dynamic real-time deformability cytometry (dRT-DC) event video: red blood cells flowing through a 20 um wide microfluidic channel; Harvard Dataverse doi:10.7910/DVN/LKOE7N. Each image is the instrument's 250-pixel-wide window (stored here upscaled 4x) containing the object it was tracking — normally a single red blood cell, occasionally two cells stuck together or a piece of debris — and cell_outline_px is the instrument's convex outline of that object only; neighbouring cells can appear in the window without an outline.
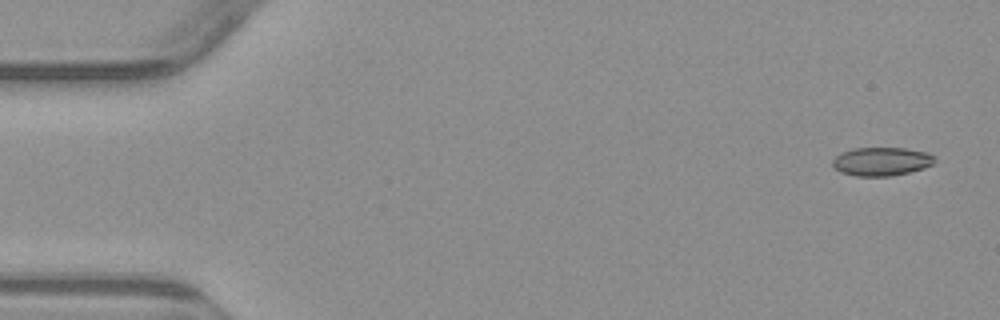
{"species": "common noctule bat (a hibernating species)", "species_latin": "Nyctalus noctula", "temperature_condition": "warm", "stored_images_in_passage": 5, "camera_frame_rate_fps": 3000, "um_per_image_px": 0.085, "animal": {"sex": "male", "body_mass_g": 23.1, "forearm_length_mm": 52.7}, "frame": {"image": 1, "passage_image": 1, "time_ms": 0.0, "image_size_px": [1000, 320], "cell_outline_px": [[936, 160], [932, 164], [924, 168], [892, 176], [856, 176], [840, 172], [832, 164], [832, 160], [840, 152], [852, 148], [904, 148], [928, 152], [936, 156]], "centroid_in_image_um": [74.93, 13.72], "position_along_channel_um": 10.1, "area_um2": 17.11}}